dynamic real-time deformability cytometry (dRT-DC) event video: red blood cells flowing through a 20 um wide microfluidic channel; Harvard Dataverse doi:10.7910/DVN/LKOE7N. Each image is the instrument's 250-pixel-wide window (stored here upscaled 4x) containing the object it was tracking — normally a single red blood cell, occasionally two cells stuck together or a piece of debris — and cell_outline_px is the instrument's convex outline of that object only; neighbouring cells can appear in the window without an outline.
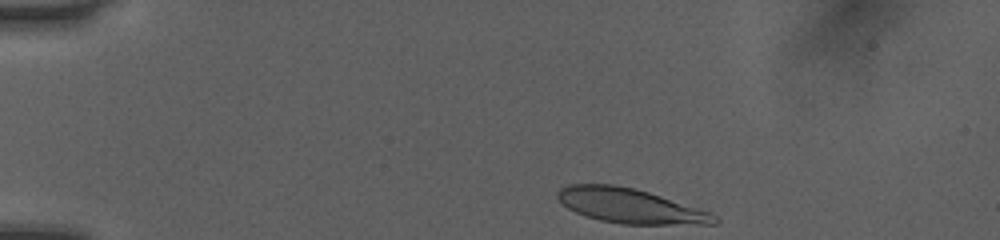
{"species": "human", "species_latin": "Homo sapiens", "temperature_condition": "room temperature", "stored_images_in_passage": 38, "camera_frame_rate_fps": 3000, "um_per_image_px": 0.085, "donor": {"sex": "female"}, "frame": {"image": 1, "passage_image": 1, "time_ms": 0.0, "image_size_px": [1000, 240], "cell_outline_px": [[720, 220], [716, 224], [624, 224], [600, 220], [576, 212], [568, 208], [556, 196], [556, 192], [560, 188], [568, 184], [612, 184], [632, 188], [648, 192], [708, 212], [716, 216]], "centroid_in_image_um": [53.52, 17.49], "position_along_channel_um": 31.5, "area_um2": 31.1}}
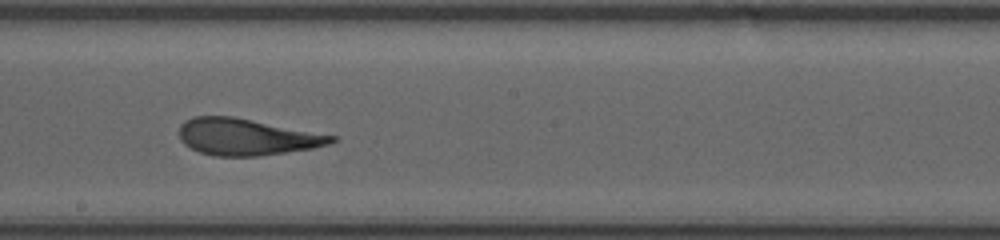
{"frame": {"image": 2, "passage_image": 21, "time_ms": 6.667, "image_size_px": [1000, 240], "cell_outline_px": [[336, 140], [328, 144], [312, 148], [256, 156], [212, 156], [200, 152], [184, 144], [180, 140], [180, 124], [184, 120], [192, 116], [232, 116], [336, 136]], "centroid_in_image_um": [20.9, 11.63], "position_along_channel_um": 227.3, "area_um2": 32.19}}
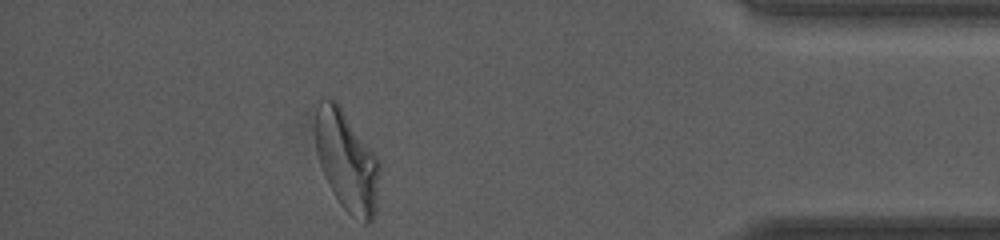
{"frame": {"image": 3, "passage_image": 37, "time_ms": 12.0, "image_size_px": [1000, 240], "cell_outline_px": [[380, 168], [376, 212], [372, 220], [368, 224], [364, 224], [352, 216], [340, 204], [328, 184], [320, 164], [316, 152], [316, 96], [328, 96], [336, 100], [340, 104], [380, 160]], "centroid_in_image_um": [29.48, 13.62], "position_along_channel_um": 405.7, "area_um2": 38.26}, "authors_computed_cell_mechanics": {"area_um2": 33.1772, "velocity_mm_per_s": 4.0554, "shape_relaxation_time_tau1_ms": 4.3756, "shape_relaxation_time_tau2_ms": 1.3281, "deformation_change_tau1": 0.1944, "deformation_change_tau2": 0.118}}